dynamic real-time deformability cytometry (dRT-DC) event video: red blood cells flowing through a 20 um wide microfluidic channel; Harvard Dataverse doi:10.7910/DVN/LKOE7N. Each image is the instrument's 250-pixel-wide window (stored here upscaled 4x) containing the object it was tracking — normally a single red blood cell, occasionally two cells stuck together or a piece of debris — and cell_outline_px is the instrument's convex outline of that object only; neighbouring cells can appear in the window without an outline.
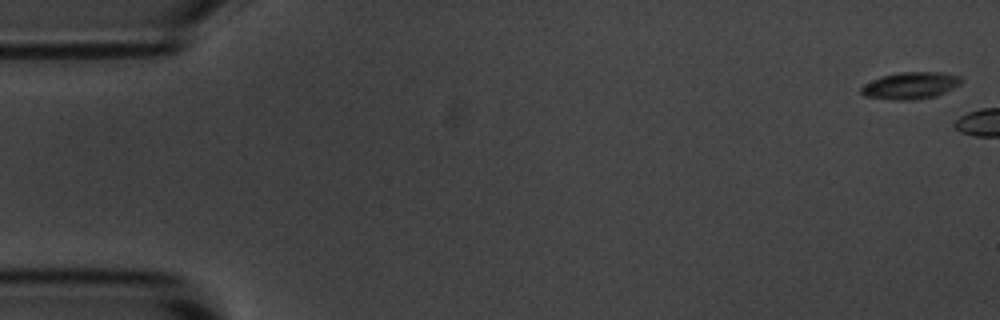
{"species": "common noctule bat (a hibernating species)", "species_latin": "Nyctalus noctula", "temperature_condition": "room temperature", "stored_images_in_passage": 6, "camera_frame_rate_fps": 3000, "um_per_image_px": 0.085, "animal": {"sex": "male", "body_mass_g": 20.1, "forearm_length_mm": 53.5}, "frame": {"image": 1, "passage_image": 1, "time_ms": 0.0, "image_size_px": [1000, 320], "cell_outline_px": [[964, 80], [960, 84], [936, 96], [916, 100], [896, 100], [864, 96], [860, 92], [860, 88], [864, 84], [872, 80], [884, 76], [900, 72], [944, 72], [960, 76]], "centroid_in_image_um": [77.41, 7.27], "position_along_channel_um": 7.6, "area_um2": 15.72}}